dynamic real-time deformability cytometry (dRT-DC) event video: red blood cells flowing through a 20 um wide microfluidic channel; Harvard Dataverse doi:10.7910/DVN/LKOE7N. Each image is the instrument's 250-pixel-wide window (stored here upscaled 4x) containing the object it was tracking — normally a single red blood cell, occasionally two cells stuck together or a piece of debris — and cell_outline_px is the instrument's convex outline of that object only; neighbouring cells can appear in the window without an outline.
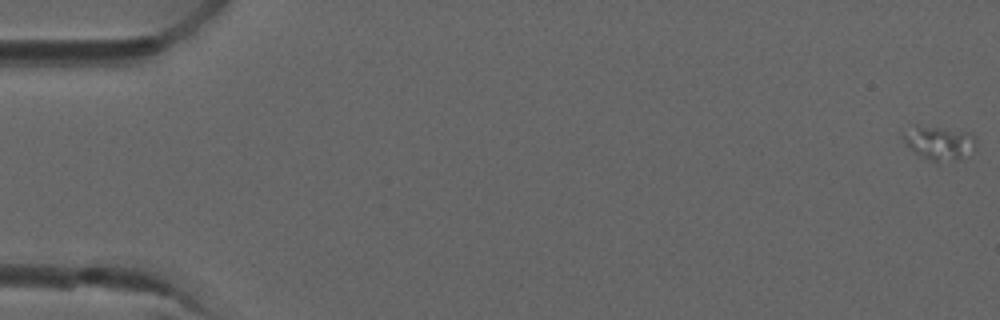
{"species": "common noctule bat (a hibernating species)", "species_latin": "Nyctalus noctula", "temperature_condition": "room temperature", "stored_images_in_passage": 5, "camera_frame_rate_fps": 3000, "um_per_image_px": 0.085, "animal": {"sex": "male", "forearm_length_mm": 52.5}, "frame": {"image": 1, "passage_image": 1, "time_ms": 0.0, "image_size_px": [1000, 320], "cell_outline_px": [[976, 148], [956, 160], [928, 160], [916, 152], [904, 140], [904, 136], [916, 124], [972, 132], [976, 136]], "centroid_in_image_um": [79.93, 12.1], "position_along_channel_um": 5.1, "area_um2": 13.87}}